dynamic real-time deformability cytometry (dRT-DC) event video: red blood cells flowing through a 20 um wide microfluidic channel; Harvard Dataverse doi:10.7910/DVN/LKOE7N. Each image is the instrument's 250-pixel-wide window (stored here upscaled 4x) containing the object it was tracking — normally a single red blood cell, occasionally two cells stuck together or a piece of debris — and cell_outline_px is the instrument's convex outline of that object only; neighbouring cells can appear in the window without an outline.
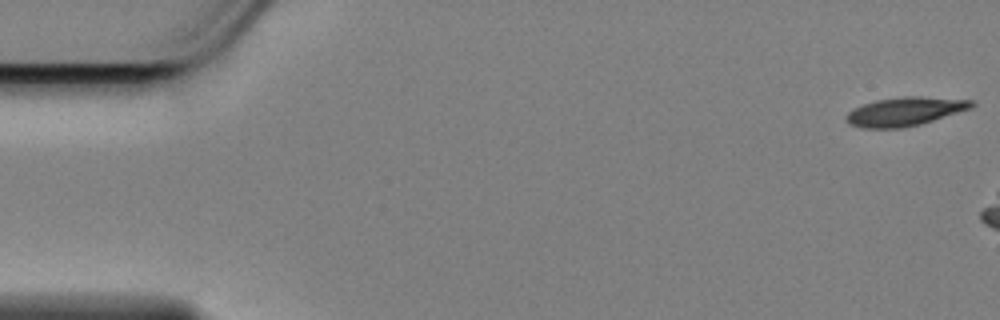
{"species": "Egyptian fruit bat (a non-hibernating species)", "species_latin": "Rousettus aegyptiacus", "temperature_condition": "cold", "stored_images_in_passage": 50, "camera_frame_rate_fps": 3000, "um_per_image_px": 0.085, "animal": {"sex": "female"}, "frame": {"image": 1, "passage_image": 1, "time_ms": 0.0, "image_size_px": [1000, 320], "cell_outline_px": [[976, 104], [972, 108], [920, 124], [900, 128], [864, 128], [848, 124], [844, 120], [844, 116], [852, 108], [876, 100], [908, 96], [920, 96], [972, 100]], "centroid_in_image_um": [76.88, 9.48], "position_along_channel_um": 8.1, "area_um2": 20.98}}
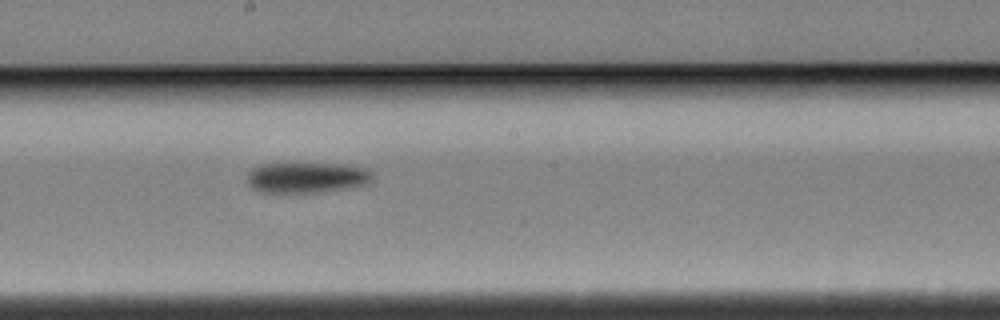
{"frame": {"image": 2, "passage_image": 31, "time_ms": 10.0, "image_size_px": [1000, 320], "cell_outline_px": [[372, 180], [368, 184], [348, 188], [316, 192], [260, 192], [252, 188], [248, 184], [248, 172], [252, 168], [260, 164], [288, 160], [348, 164], [368, 168], [372, 172]], "centroid_in_image_um": [26.07, 15.02], "position_along_channel_um": 222.1, "area_um2": 23.7}}
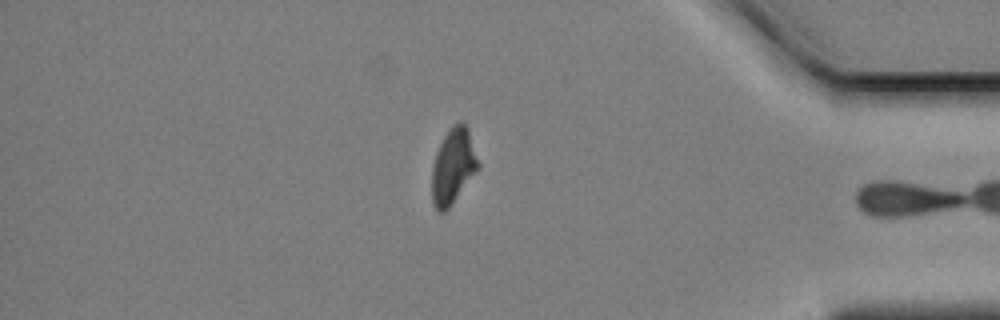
{"frame": {"image": 3, "passage_image": 49, "time_ms": 16.0, "image_size_px": [1000, 320], "cell_outline_px": [[480, 168], [452, 204], [444, 212], [440, 212], [432, 204], [432, 168], [436, 152], [444, 136], [460, 120], [468, 128], [480, 164]], "centroid_in_image_um": [38.53, 14.16], "position_along_channel_um": 396.7, "area_um2": 20.23}}